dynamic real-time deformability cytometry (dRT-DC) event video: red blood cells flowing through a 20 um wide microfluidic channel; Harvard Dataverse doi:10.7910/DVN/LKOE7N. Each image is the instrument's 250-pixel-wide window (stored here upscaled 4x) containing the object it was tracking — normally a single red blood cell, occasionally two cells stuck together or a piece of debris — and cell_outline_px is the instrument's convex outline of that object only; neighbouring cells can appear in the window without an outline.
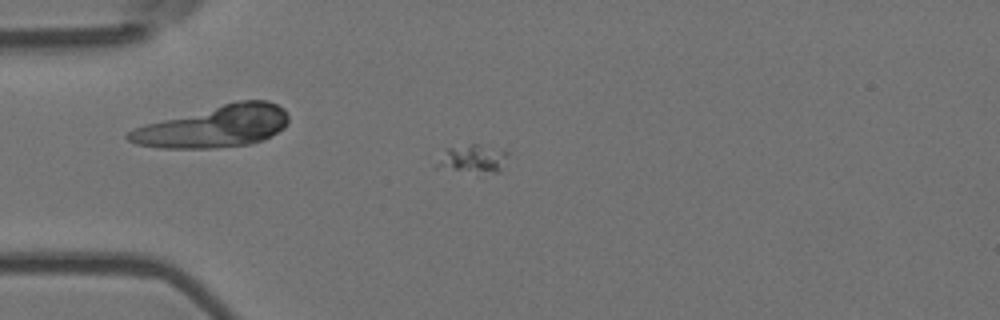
{"species": "Egyptian fruit bat (a non-hibernating species)", "species_latin": "Rousettus aegyptiacus", "temperature_condition": "room temperature", "stored_images_in_passage": 5, "camera_frame_rate_fps": 3000, "um_per_image_px": 0.085, "animal": {"sex": "female"}, "frame": {"image": 1, "passage_image": 3, "time_ms": 0.667, "image_size_px": [1000, 320], "cell_outline_px": [[512, 152], [500, 172], [496, 172], [436, 168], [432, 164], [444, 148], [472, 144], [476, 144], [504, 148]], "centroid_in_image_um": [40.2, 13.45], "position_along_channel_um": 44.8, "area_um2": 12.08}}
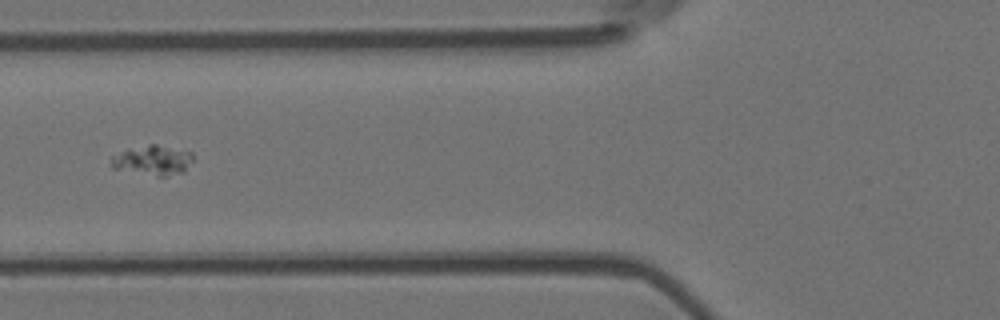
{"frame": {"image": 2, "passage_image": 5, "time_ms": 1.333, "image_size_px": [1000, 320], "cell_outline_px": [[192, 160], [184, 172], [164, 176], [156, 176], [112, 168], [108, 160], [112, 156], [148, 144], [156, 144], [192, 152]], "centroid_in_image_um": [12.99, 13.63], "position_along_channel_um": 112.8, "area_um2": 13.93}}